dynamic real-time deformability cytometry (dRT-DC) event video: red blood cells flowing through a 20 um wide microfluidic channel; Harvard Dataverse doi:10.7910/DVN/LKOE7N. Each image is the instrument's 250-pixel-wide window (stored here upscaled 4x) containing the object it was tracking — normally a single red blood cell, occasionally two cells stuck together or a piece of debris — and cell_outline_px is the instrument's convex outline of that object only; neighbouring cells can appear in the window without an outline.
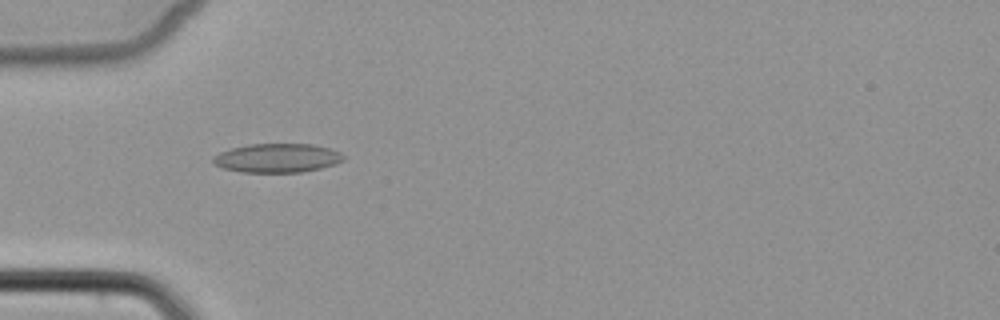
{"species": "common noctule bat (a hibernating species)", "species_latin": "Nyctalus noctula", "temperature_condition": "cold", "stored_images_in_passage": 6, "camera_frame_rate_fps": 3000, "um_per_image_px": 0.085, "animal": {"sex": "female", "body_mass_g": 22.7, "forearm_length_mm": 54.2}, "frame": {"image": 1, "passage_image": 5, "time_ms": 5.0, "image_size_px": [1000, 320], "cell_outline_px": [[344, 160], [336, 164], [320, 168], [300, 172], [240, 172], [224, 168], [212, 164], [212, 156], [220, 152], [232, 148], [248, 144], [312, 144], [328, 148], [340, 152], [344, 156]], "centroid_in_image_um": [23.54, 13.43], "position_along_channel_um": 61.5, "area_um2": 22.02}}
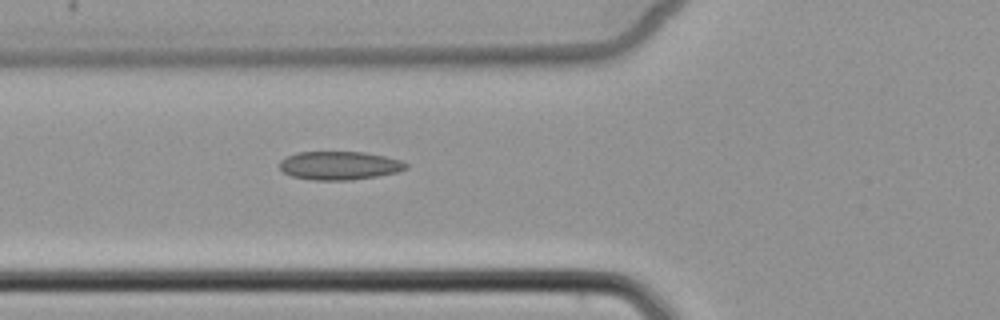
{"frame": {"image": 2, "passage_image": 6, "time_ms": 6.0, "image_size_px": [1000, 320], "cell_outline_px": [[408, 168], [396, 172], [376, 176], [352, 180], [316, 180], [292, 176], [284, 172], [280, 168], [280, 160], [296, 152], [364, 152], [384, 156], [400, 160], [408, 164]], "centroid_in_image_um": [28.85, 14.07], "position_along_channel_um": 96.9, "area_um2": 20.81}}